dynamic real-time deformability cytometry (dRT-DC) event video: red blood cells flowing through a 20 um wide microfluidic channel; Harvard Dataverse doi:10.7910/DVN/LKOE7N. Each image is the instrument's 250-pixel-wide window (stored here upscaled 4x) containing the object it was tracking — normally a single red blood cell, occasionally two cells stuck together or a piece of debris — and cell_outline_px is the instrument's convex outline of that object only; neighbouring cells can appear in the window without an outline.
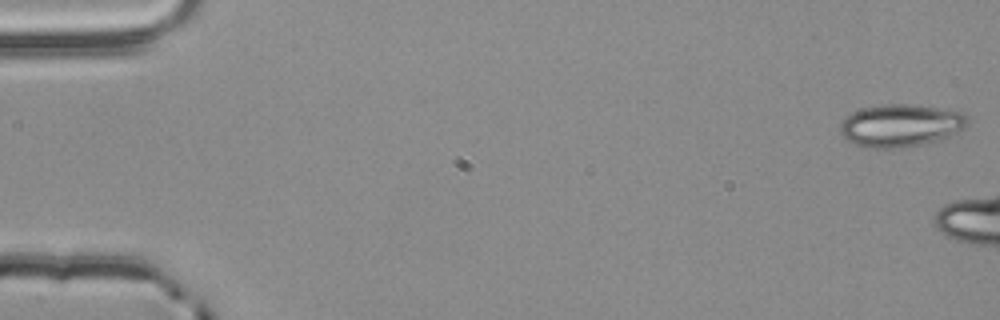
{"species": "common noctule bat (a hibernating species)", "species_latin": "Nyctalus noctula", "temperature_condition": "room temperature", "stored_images_in_passage": 7, "camera_frame_rate_fps": 3000, "um_per_image_px": 0.085, "animal": {"sex": "male", "body_mass_g": 20.4}, "frame": {"image": 1, "passage_image": 1, "time_ms": 0.0, "image_size_px": [1000, 320], "cell_outline_px": [[968, 124], [964, 128], [952, 136], [940, 140], [924, 144], [904, 148], [864, 148], [840, 136], [840, 120], [844, 116], [852, 112], [864, 108], [880, 104], [916, 104], [964, 112], [968, 116]], "centroid_in_image_um": [76.56, 10.67], "position_along_channel_um": 8.4, "area_um2": 32.37}}